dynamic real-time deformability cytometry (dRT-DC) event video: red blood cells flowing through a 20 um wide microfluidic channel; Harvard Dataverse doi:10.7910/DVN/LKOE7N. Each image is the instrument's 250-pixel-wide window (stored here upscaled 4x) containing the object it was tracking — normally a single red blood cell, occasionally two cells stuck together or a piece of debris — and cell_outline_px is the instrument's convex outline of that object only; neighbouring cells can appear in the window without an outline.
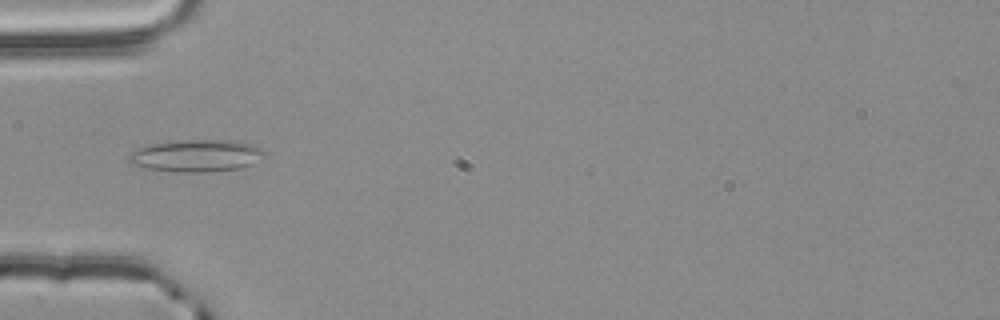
{"species": "common noctule bat (a hibernating species)", "species_latin": "Nyctalus noctula", "temperature_condition": "room temperature", "stored_images_in_passage": 42, "camera_frame_rate_fps": 3000, "um_per_image_px": 0.085, "animal": {"sex": "male", "body_mass_g": 20.4}, "frame": {"image": 1, "passage_image": 5, "time_ms": 1.333, "image_size_px": [1000, 320], "cell_outline_px": [[268, 156], [252, 164], [240, 168], [204, 172], [176, 172], [148, 168], [128, 164], [128, 156], [132, 152], [140, 148], [152, 144], [184, 140], [232, 140], [252, 144], [260, 148]], "centroid_in_image_um": [16.72, 13.24], "position_along_channel_um": 68.3, "area_um2": 25.37}}
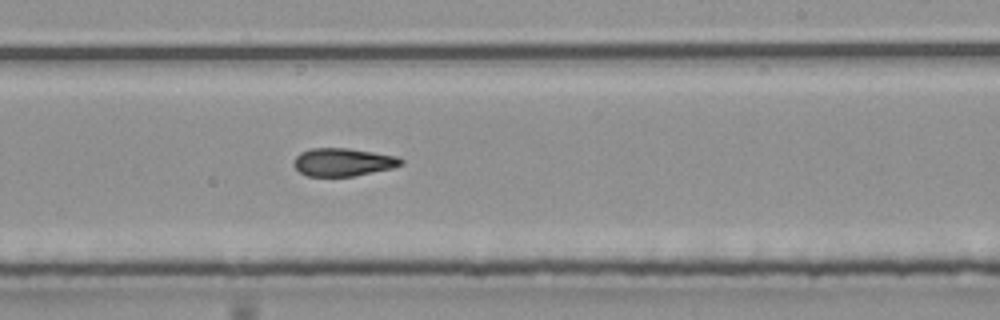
{"frame": {"image": 2, "passage_image": 20, "time_ms": 6.333, "image_size_px": [1000, 320], "cell_outline_px": [[404, 164], [392, 168], [352, 176], [308, 176], [300, 172], [296, 168], [296, 156], [300, 152], [312, 148], [348, 148], [400, 156], [404, 160]], "centroid_in_image_um": [29.22, 13.77], "position_along_channel_um": 259.8, "area_um2": 17.4}}
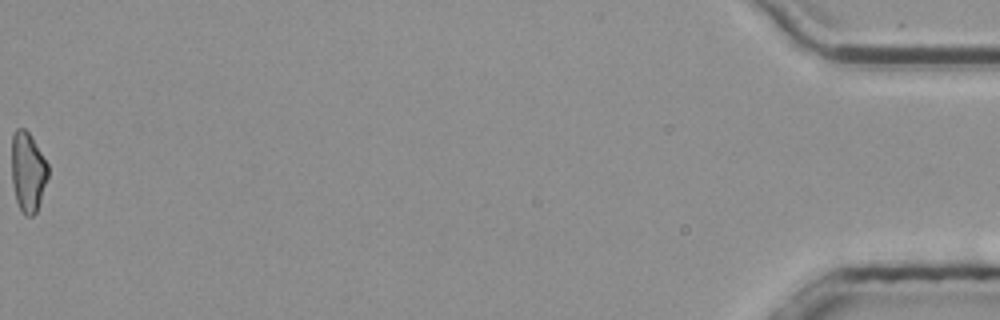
{"frame": {"image": 3, "passage_image": 42, "time_ms": 13.667, "image_size_px": [1000, 320], "cell_outline_px": [[48, 176], [36, 212], [32, 216], [24, 216], [16, 200], [12, 184], [12, 132], [16, 128], [24, 128], [28, 132], [48, 164]], "centroid_in_image_um": [2.35, 14.6], "position_along_channel_um": 432.9, "area_um2": 16.76}, "authors_computed_cell_mechanics": {"area_um2": 17.7446, "velocity_mm_per_s": 3.8358, "shape_relaxation_time_tau1_ms": null, "shape_relaxation_time_tau2_ms": 3.8746, "deformation_change_tau1": null, "deformation_change_tau2": 0.1164}}